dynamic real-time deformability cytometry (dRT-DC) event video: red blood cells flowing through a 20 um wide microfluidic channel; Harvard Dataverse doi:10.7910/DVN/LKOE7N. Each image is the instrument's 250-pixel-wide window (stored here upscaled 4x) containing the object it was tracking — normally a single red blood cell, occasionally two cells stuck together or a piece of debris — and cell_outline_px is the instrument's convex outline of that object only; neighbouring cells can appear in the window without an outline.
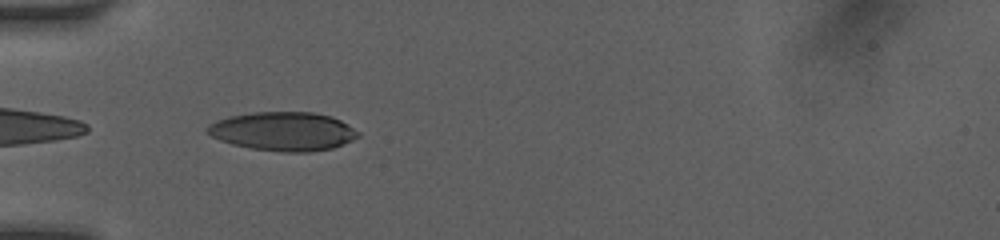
{"species": "human", "species_latin": "Homo sapiens", "temperature_condition": "room temperature", "stored_images_in_passage": 44, "camera_frame_rate_fps": 3000, "um_per_image_px": 0.085, "donor": {"sex": "female"}, "frame": {"image": 1, "passage_image": 1, "time_ms": 0.0, "image_size_px": [1000, 240], "cell_outline_px": [[360, 136], [352, 140], [332, 148], [308, 152], [280, 152], [252, 148], [232, 144], [220, 140], [204, 132], [204, 128], [208, 124], [216, 120], [228, 116], [252, 112], [312, 112], [332, 116], [348, 124], [360, 132]], "centroid_in_image_um": [24.04, 11.15], "position_along_channel_um": 61.0, "area_um2": 34.33}}
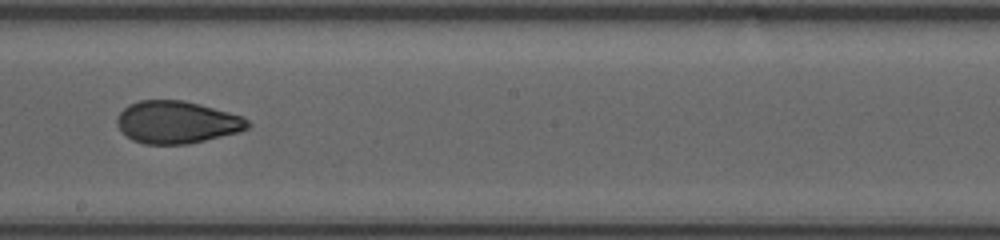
{"frame": {"image": 2, "passage_image": 18, "time_ms": 4.333, "image_size_px": [1000, 240], "cell_outline_px": [[252, 124], [248, 128], [240, 132], [188, 144], [144, 144], [132, 140], [116, 124], [116, 120], [120, 112], [128, 104], [140, 100], [184, 100], [200, 104], [244, 116]], "centroid_in_image_um": [15.06, 10.38], "position_along_channel_um": 233.1, "area_um2": 32.43}}
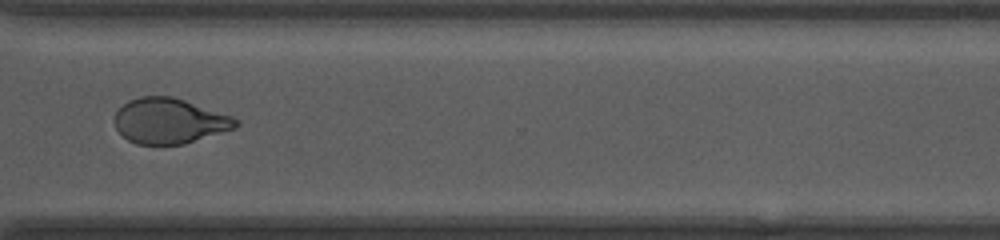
{"frame": {"image": 3, "passage_image": 30, "time_ms": 7.333, "image_size_px": [1000, 240], "cell_outline_px": [[240, 124], [236, 128], [184, 144], [136, 144], [128, 140], [116, 128], [116, 112], [128, 100], [140, 96], [172, 96], [232, 116], [240, 120]], "centroid_in_image_um": [14.43, 10.28], "position_along_channel_um": 356.2, "area_um2": 31.85}, "authors_computed_cell_mechanics": {"area_um2": 33.3506, "velocity_mm_per_s": 4.1224, "shape_relaxation_time_tau1_ms": 4.5868, "shape_relaxation_time_tau2_ms": 1.8382, "deformation_change_tau1": 0.1485, "deformation_change_tau2": 0.0734}}